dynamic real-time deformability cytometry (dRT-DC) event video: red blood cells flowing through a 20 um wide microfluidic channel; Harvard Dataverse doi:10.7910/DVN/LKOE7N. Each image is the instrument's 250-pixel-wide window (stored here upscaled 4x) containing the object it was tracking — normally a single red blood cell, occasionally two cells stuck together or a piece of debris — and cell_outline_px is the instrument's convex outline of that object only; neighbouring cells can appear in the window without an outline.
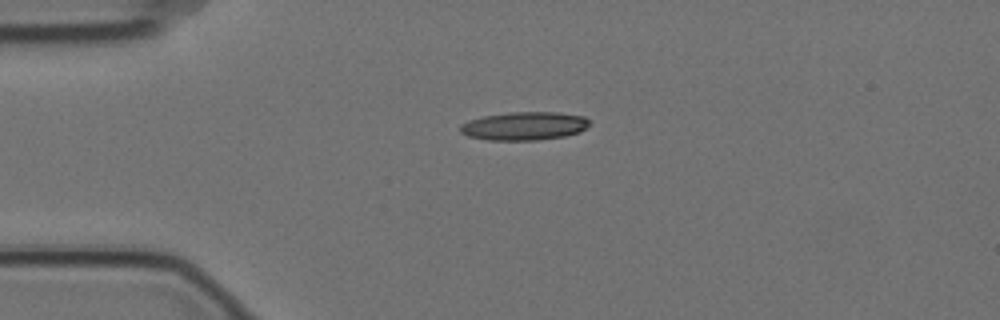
{"species": "Egyptian fruit bat (a non-hibernating species)", "species_latin": "Rousettus aegyptiacus", "temperature_condition": "cold", "stored_images_in_passage": 45, "camera_frame_rate_fps": 3000, "um_per_image_px": 0.085, "animal": {"sex": "female"}, "frame": {"image": 1, "passage_image": 1, "time_ms": 0.0, "image_size_px": [1000, 320], "cell_outline_px": [[588, 124], [580, 132], [564, 136], [536, 140], [488, 140], [468, 136], [460, 132], [460, 124], [468, 120], [484, 116], [508, 112], [556, 112], [584, 116], [588, 120]], "centroid_in_image_um": [44.52, 10.7], "position_along_channel_um": 40.5, "area_um2": 21.27}}
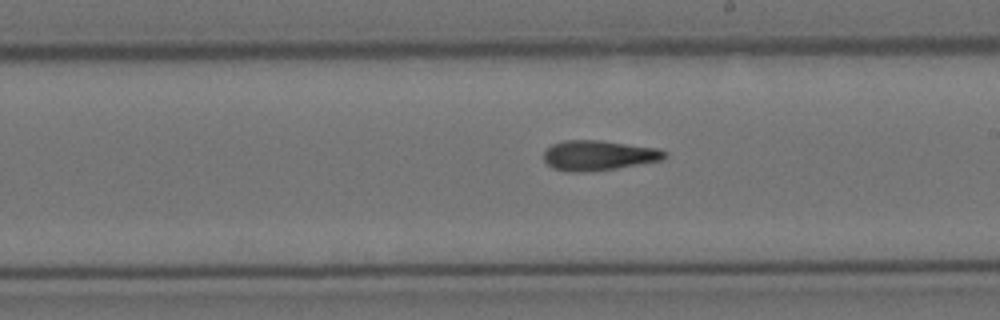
{"frame": {"image": 2, "passage_image": 20, "time_ms": 6.333, "image_size_px": [1000, 320], "cell_outline_px": [[668, 156], [664, 160], [616, 168], [580, 172], [572, 172], [552, 168], [544, 160], [544, 152], [552, 144], [564, 140], [600, 140], [660, 148], [668, 152]], "centroid_in_image_um": [50.93, 13.2], "position_along_channel_um": 238.1, "area_um2": 21.27}}
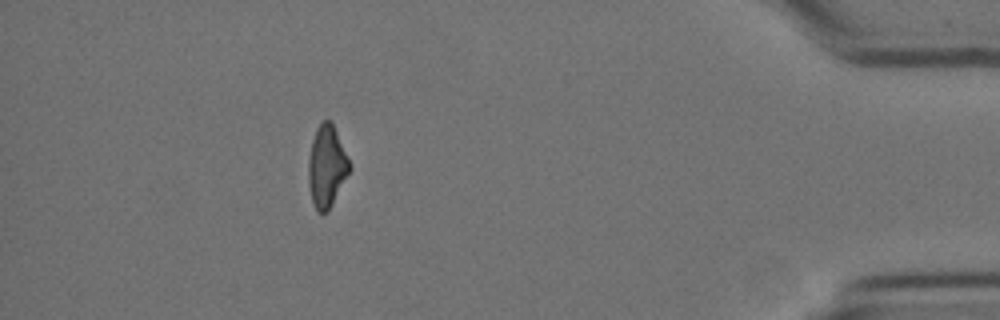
{"frame": {"image": 3, "passage_image": 39, "time_ms": 12.667, "image_size_px": [1000, 320], "cell_outline_px": [[352, 168], [328, 212], [316, 212], [312, 200], [308, 184], [308, 156], [312, 140], [316, 128], [324, 120], [332, 120]], "centroid_in_image_um": [27.76, 14.14], "position_along_channel_um": 407.4, "area_um2": 19.77}, "authors_computed_cell_mechanics": {"area_um2": 20.519, "velocity_mm_per_s": 3.5132, "shape_relaxation_time_tau1_ms": 8.2932, "shape_relaxation_time_tau2_ms": 5.7368, "deformation_change_tau1": 0.2165, "deformation_change_tau2": 0.1695}}